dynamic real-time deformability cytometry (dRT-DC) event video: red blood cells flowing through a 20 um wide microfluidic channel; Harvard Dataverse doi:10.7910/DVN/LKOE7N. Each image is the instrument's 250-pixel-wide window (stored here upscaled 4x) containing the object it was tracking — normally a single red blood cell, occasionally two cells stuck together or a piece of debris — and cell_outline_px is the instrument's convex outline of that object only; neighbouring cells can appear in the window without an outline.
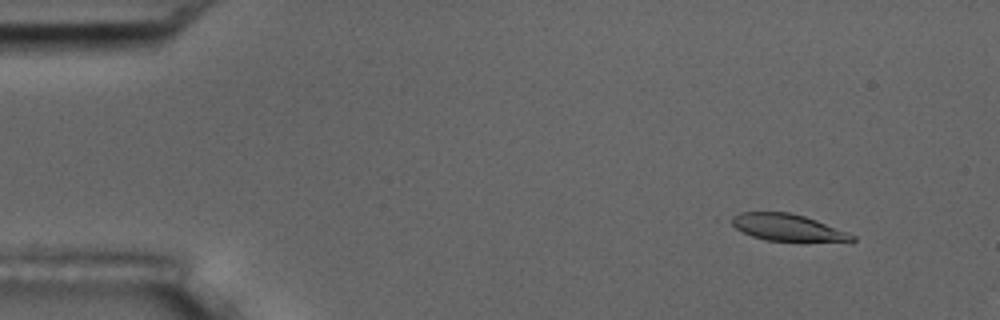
{"species": "common noctule bat (a hibernating species)", "species_latin": "Nyctalus noctula", "temperature_condition": "room temperature", "stored_images_in_passage": 6, "segment_of_instrument_passage": [1, 2], "camera_frame_rate_fps": 3000, "um_per_image_px": 0.085, "animal": {"sex": "male", "body_mass_g": 17.5, "forearm_length_mm": 52.3}, "frame": {"image": 1, "passage_image": 2, "time_ms": 1.333, "image_size_px": [1000, 320], "cell_outline_px": [[856, 240], [764, 240], [752, 236], [736, 228], [724, 220], [740, 212], [788, 212], [804, 216], [816, 220], [848, 232], [856, 236]], "centroid_in_image_um": [66.81, 19.3], "position_along_channel_um": 18.2, "area_um2": 18.5}}